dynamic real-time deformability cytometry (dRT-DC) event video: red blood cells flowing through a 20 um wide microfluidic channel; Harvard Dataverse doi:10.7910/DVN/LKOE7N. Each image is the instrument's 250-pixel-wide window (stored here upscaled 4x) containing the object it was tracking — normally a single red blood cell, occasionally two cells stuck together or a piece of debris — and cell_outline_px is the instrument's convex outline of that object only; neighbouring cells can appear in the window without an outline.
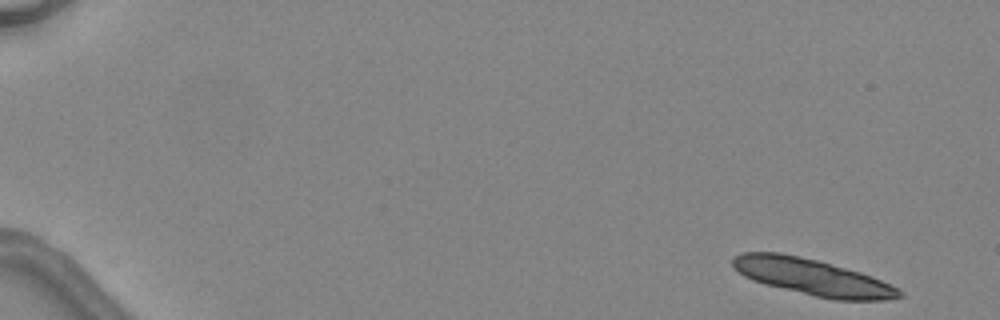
{"species": "common noctule bat (a hibernating species)", "species_latin": "Nyctalus noctula", "temperature_condition": "warm", "stored_images_in_passage": 6, "camera_frame_rate_fps": 3000, "um_per_image_px": 0.085, "animal": {"sex": "female", "body_mass_g": 24.6, "forearm_length_mm": 56.2}, "frame": {"image": 1, "passage_image": 1, "time_ms": 0.0, "image_size_px": [1000, 320], "cell_outline_px": [[904, 296], [884, 300], [836, 300], [816, 296], [764, 284], [752, 280], [744, 276], [732, 268], [732, 256], [740, 252], [780, 252], [800, 256], [816, 260], [860, 272], [872, 276], [900, 288], [904, 292]], "centroid_in_image_um": [69.04, 23.54], "position_along_channel_um": 16.0, "area_um2": 35.43}}